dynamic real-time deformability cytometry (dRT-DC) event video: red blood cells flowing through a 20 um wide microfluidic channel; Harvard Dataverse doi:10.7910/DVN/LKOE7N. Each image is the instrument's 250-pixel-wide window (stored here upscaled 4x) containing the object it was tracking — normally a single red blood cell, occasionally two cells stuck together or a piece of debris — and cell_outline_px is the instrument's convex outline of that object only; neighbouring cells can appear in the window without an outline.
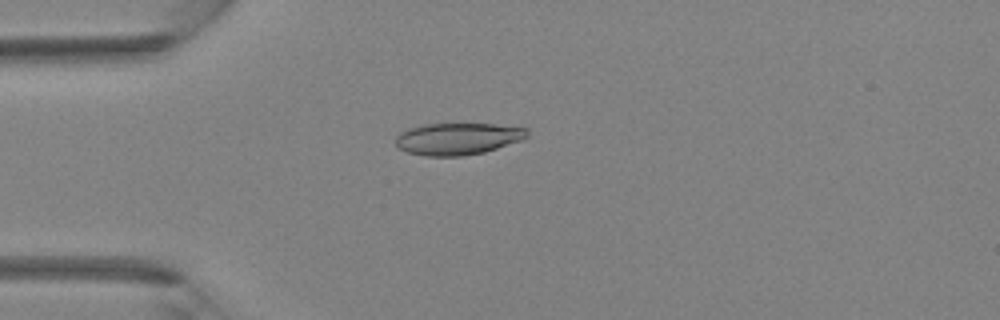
{"species": "Egyptian fruit bat (a non-hibernating species)", "species_latin": "Rousettus aegyptiacus", "temperature_condition": "room temperature", "stored_images_in_passage": 42, "camera_frame_rate_fps": 3000, "um_per_image_px": 0.085, "animal": {"sex": "female"}, "frame": {"image": 1, "passage_image": 11, "time_ms": 3.333, "image_size_px": [1000, 320], "cell_outline_px": [[528, 136], [524, 140], [484, 152], [464, 156], [424, 156], [408, 152], [396, 148], [396, 136], [400, 132], [408, 128], [424, 124], [492, 124], [528, 128]], "centroid_in_image_um": [38.91, 11.8], "position_along_channel_um": 46.1, "area_um2": 24.68}}
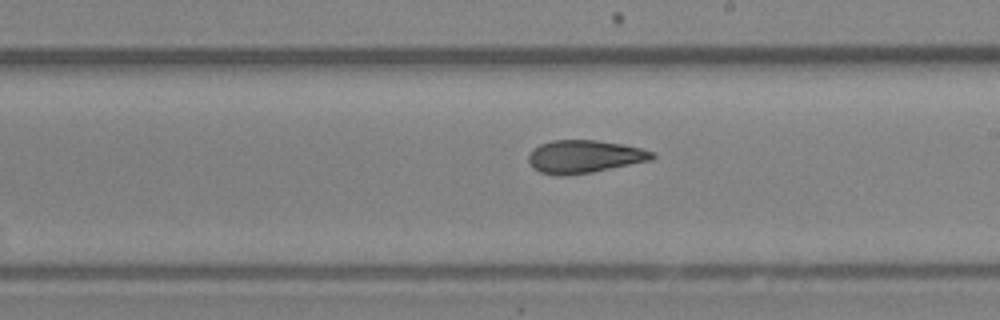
{"frame": {"image": 2, "passage_image": 24, "time_ms": 7.667, "image_size_px": [1000, 320], "cell_outline_px": [[656, 156], [652, 160], [592, 172], [568, 176], [556, 176], [540, 172], [532, 168], [528, 160], [528, 156], [532, 148], [540, 144], [552, 140], [596, 140], [620, 144], [640, 148], [656, 152]], "centroid_in_image_um": [49.64, 13.32], "position_along_channel_um": 239.4, "area_um2": 23.93}}
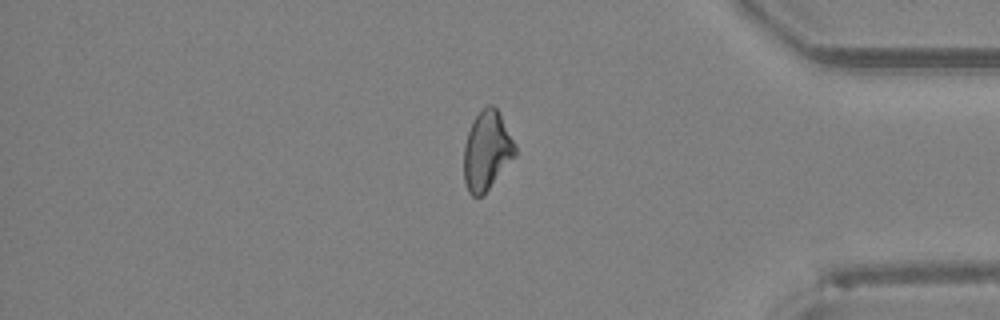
{"frame": {"image": 3, "passage_image": 35, "time_ms": 11.333, "image_size_px": [1000, 320], "cell_outline_px": [[516, 156], [488, 188], [480, 196], [472, 196], [468, 192], [464, 180], [464, 144], [472, 120], [488, 104], [492, 104], [500, 112], [516, 144]], "centroid_in_image_um": [41.39, 12.77], "position_along_channel_um": 393.8, "area_um2": 23.58}}